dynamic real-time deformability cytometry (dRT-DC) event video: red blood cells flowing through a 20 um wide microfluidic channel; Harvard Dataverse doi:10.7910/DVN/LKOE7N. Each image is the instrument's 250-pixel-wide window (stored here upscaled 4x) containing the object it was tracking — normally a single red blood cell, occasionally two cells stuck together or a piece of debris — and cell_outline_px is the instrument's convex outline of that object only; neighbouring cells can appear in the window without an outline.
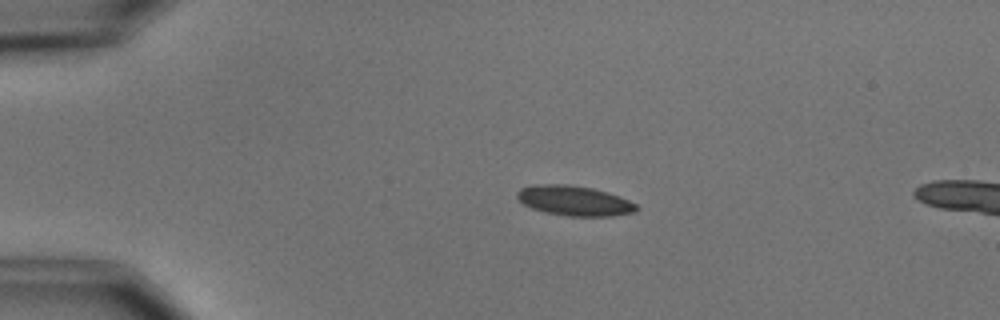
{"species": "common noctule bat (a hibernating species)", "species_latin": "Nyctalus noctula", "temperature_condition": "cold", "stored_images_in_passage": 13, "camera_frame_rate_fps": 3000, "um_per_image_px": 0.085, "animal": {"sex": "male", "body_mass_g": 15.6}, "frame": {"image": 1, "passage_image": 8, "time_ms": 2.333, "image_size_px": [1000, 320], "cell_outline_px": [[636, 208], [624, 212], [556, 212], [540, 208], [528, 204], [520, 200], [520, 192], [524, 188], [584, 188], [600, 192], [624, 200], [632, 204]], "centroid_in_image_um": [48.76, 17.03], "position_along_channel_um": 36.2, "area_um2": 15.61}}